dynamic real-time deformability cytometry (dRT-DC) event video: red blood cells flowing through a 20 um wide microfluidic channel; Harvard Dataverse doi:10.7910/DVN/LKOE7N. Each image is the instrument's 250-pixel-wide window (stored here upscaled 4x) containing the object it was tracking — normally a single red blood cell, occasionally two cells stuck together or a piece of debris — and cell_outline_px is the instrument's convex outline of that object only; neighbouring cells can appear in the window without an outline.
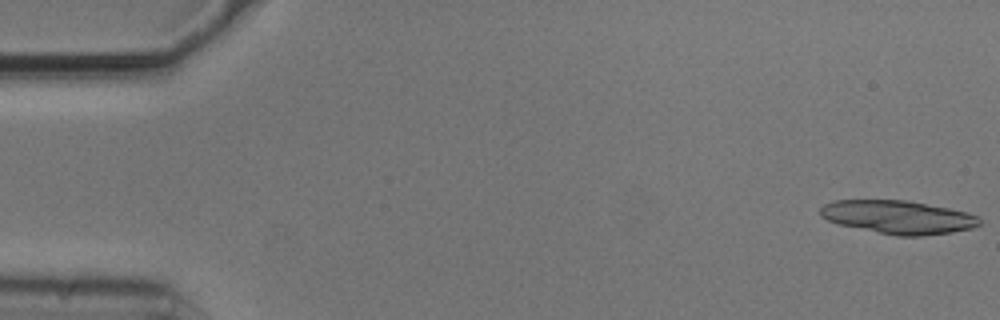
{"species": "common noctule bat (a hibernating species)", "species_latin": "Nyctalus noctula", "temperature_condition": "cold", "stored_images_in_passage": 4, "camera_frame_rate_fps": 3000, "um_per_image_px": 0.085, "animal": {"sex": "male", "body_mass_g": 20.5, "forearm_length_mm": 52.5}, "frame": {"image": 1, "passage_image": 1, "time_ms": 0.0, "image_size_px": [1000, 320], "cell_outline_px": [[980, 224], [972, 228], [952, 232], [924, 236], [896, 236], [836, 224], [820, 216], [820, 208], [824, 204], [832, 200], [908, 200], [948, 208], [980, 216]], "centroid_in_image_um": [76.31, 18.46], "position_along_channel_um": 8.7, "area_um2": 31.1}}